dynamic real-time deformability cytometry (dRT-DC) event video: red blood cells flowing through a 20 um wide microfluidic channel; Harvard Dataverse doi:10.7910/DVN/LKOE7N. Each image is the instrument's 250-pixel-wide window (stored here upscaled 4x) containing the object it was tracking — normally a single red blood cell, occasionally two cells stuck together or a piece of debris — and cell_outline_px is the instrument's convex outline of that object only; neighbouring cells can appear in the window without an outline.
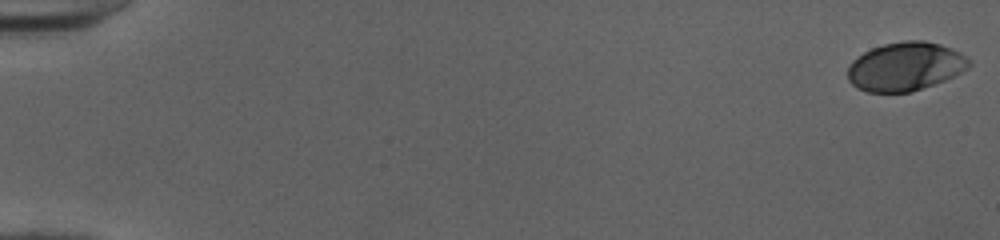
{"species": "human", "species_latin": "Homo sapiens", "temperature_condition": "cold", "stored_images_in_passage": 52, "camera_frame_rate_fps": 3000, "um_per_image_px": 0.085, "donor": {"sex": "female"}, "frame": {"image": 1, "passage_image": 1, "time_ms": 0.0, "image_size_px": [1000, 240], "cell_outline_px": [[972, 64], [968, 68], [944, 80], [912, 92], [868, 92], [856, 88], [848, 80], [848, 68], [852, 60], [864, 52], [872, 48], [884, 44], [904, 40], [924, 40], [940, 44], [960, 52], [972, 60]], "centroid_in_image_um": [76.95, 5.65], "position_along_channel_um": 8.0, "area_um2": 34.45}}
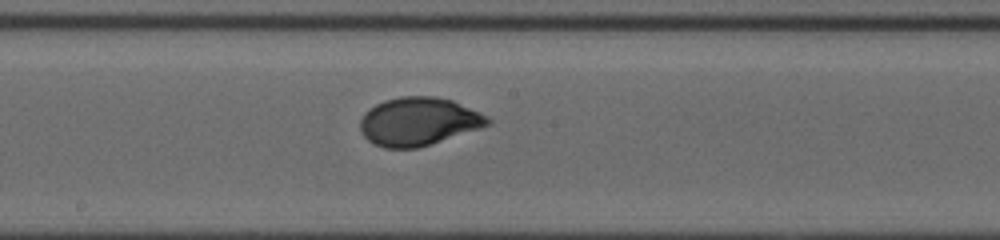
{"frame": {"image": 2, "passage_image": 30, "time_ms": 9.667, "image_size_px": [1000, 240], "cell_outline_px": [[492, 124], [480, 128], [416, 148], [384, 148], [372, 144], [360, 132], [360, 120], [364, 112], [368, 108], [384, 100], [400, 96], [436, 96], [452, 100], [480, 112], [488, 116], [492, 120]], "centroid_in_image_um": [35.55, 10.32], "position_along_channel_um": 212.7, "area_um2": 35.95}}
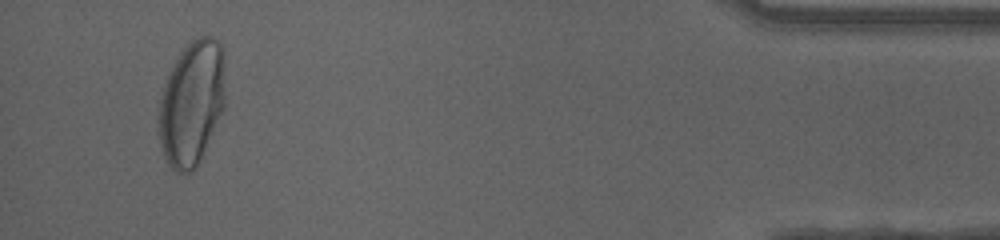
{"frame": {"image": 3, "passage_image": 50, "time_ms": 16.333, "image_size_px": [1000, 240], "cell_outline_px": [[224, 108], [196, 168], [188, 172], [176, 172], [168, 164], [164, 156], [160, 144], [156, 128], [156, 116], [160, 92], [180, 52], [192, 40], [200, 36], [212, 36], [224, 48]], "centroid_in_image_um": [16.26, 8.77], "position_along_channel_um": 418.9, "area_um2": 48.9}, "authors_computed_cell_mechanics": {"area_um2": 35.0846, "velocity_mm_per_s": 4.0161, "shape_relaxation_time_tau1_ms": 3.2752, "shape_relaxation_time_tau2_ms": null, "deformation_change_tau1": 0.1691, "deformation_change_tau2": null}}